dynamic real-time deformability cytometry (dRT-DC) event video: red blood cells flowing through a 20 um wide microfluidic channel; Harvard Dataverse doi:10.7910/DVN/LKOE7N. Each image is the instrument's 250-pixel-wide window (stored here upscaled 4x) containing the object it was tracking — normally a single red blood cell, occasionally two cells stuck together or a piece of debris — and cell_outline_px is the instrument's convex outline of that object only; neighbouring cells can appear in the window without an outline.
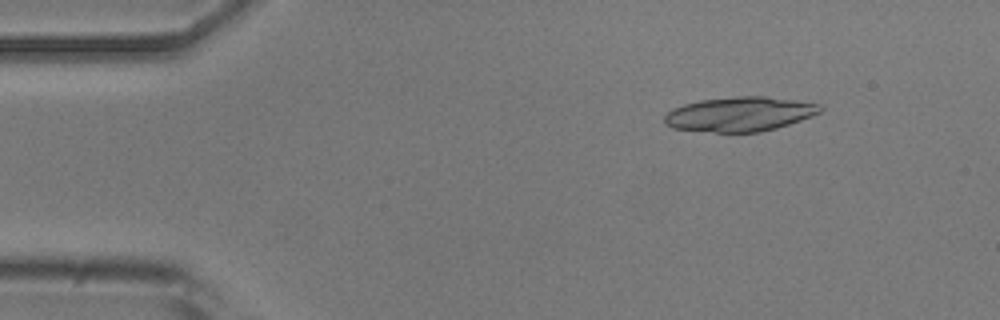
{"species": "common noctule bat (a hibernating species)", "species_latin": "Nyctalus noctula", "temperature_condition": "room temperature", "stored_images_in_passage": 51, "camera_frame_rate_fps": 3000, "um_per_image_px": 0.085, "animal": {"sex": "male", "body_mass_g": 20.5, "forearm_length_mm": 52.5}, "frame": {"image": 1, "passage_image": 6, "time_ms": 1.667, "image_size_px": [1000, 320], "cell_outline_px": [[824, 108], [820, 112], [812, 116], [776, 128], [760, 132], [716, 132], [672, 128], [664, 124], [664, 116], [672, 108], [684, 104], [700, 100], [736, 96], [764, 96], [796, 100], [820, 104]], "centroid_in_image_um": [62.87, 9.69], "position_along_channel_um": 22.1, "area_um2": 31.33}}